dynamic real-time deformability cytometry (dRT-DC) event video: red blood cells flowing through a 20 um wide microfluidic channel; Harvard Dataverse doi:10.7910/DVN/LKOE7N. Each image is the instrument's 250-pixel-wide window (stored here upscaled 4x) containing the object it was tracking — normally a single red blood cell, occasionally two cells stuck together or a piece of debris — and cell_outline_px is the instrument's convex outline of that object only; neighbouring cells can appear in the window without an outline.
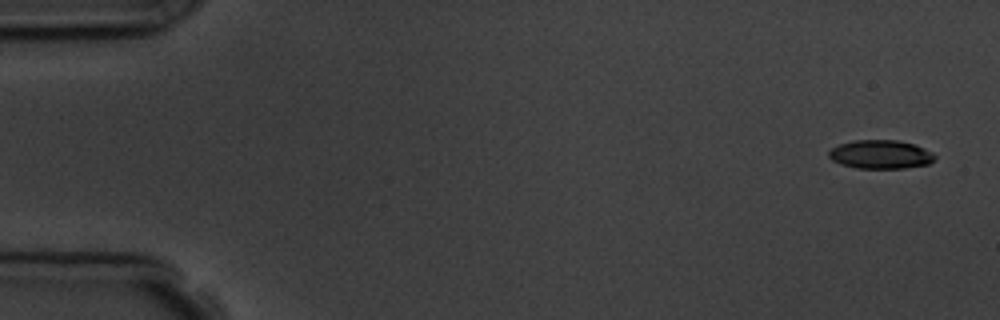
{"species": "common noctule bat (a hibernating species)", "species_latin": "Nyctalus noctula", "temperature_condition": "room temperature", "stored_images_in_passage": 5, "camera_frame_rate_fps": 3000, "um_per_image_px": 0.085, "animal": {"sex": "male", "body_mass_g": 19.5, "forearm_length_mm": 54.6}, "frame": {"image": 1, "passage_image": 1, "time_ms": 0.0, "image_size_px": [1000, 320], "cell_outline_px": [[936, 156], [928, 164], [904, 168], [856, 168], [840, 164], [832, 160], [828, 156], [828, 152], [832, 148], [840, 144], [856, 140], [896, 140], [912, 144], [924, 148], [932, 152]], "centroid_in_image_um": [74.83, 13.13], "position_along_channel_um": 10.2, "area_um2": 17.57}}
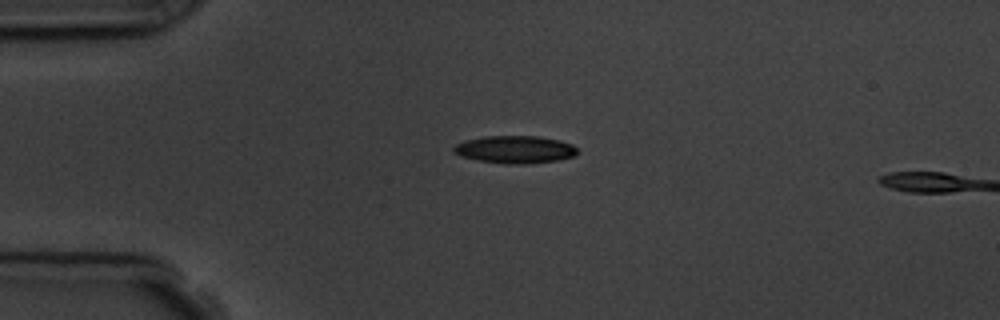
{"frame": {"image": 2, "passage_image": 4, "time_ms": 3.667, "image_size_px": [1000, 320], "cell_outline_px": [[580, 152], [576, 156], [560, 160], [524, 164], [508, 164], [476, 160], [460, 156], [452, 152], [452, 148], [456, 144], [464, 140], [484, 136], [540, 136], [560, 140], [572, 144]], "centroid_in_image_um": [43.79, 12.71], "position_along_channel_um": 41.2, "area_um2": 20.23}}